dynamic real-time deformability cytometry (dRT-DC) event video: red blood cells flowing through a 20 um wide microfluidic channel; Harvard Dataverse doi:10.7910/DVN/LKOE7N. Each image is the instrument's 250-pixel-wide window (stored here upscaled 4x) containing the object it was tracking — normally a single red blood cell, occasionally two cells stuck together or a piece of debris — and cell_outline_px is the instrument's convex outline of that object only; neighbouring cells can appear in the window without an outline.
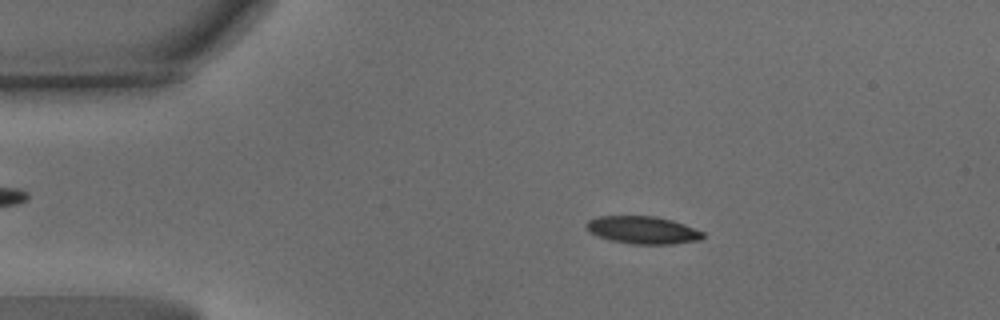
{"species": "common noctule bat (a hibernating species)", "species_latin": "Nyctalus noctula", "temperature_condition": "warm", "stored_images_in_passage": 63, "camera_frame_rate_fps": 3000, "um_per_image_px": 0.085, "animal": {"sex": "male", "body_mass_g": 15.6}, "frame": {"image": 1, "passage_image": 11, "time_ms": 3.333, "image_size_px": [1000, 320], "cell_outline_px": [[704, 236], [700, 240], [672, 244], [632, 244], [612, 240], [588, 232], [584, 224], [588, 220], [600, 216], [656, 216], [672, 220], [684, 224], [704, 232]], "centroid_in_image_um": [54.63, 19.55], "position_along_channel_um": 30.4, "area_um2": 18.73}}
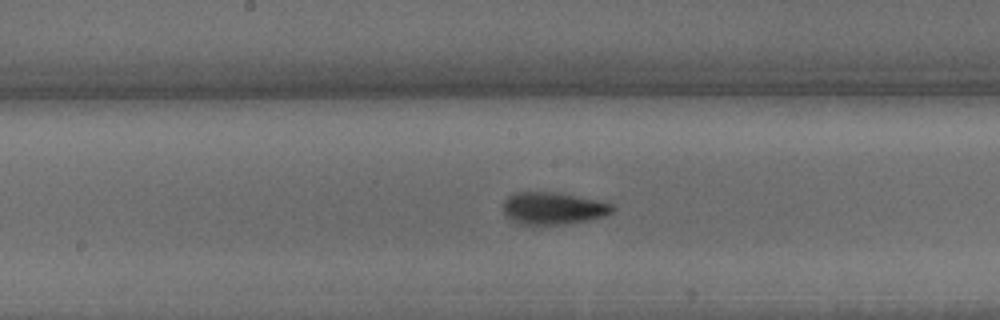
{"frame": {"image": 2, "passage_image": 32, "time_ms": 10.333, "image_size_px": [1000, 320], "cell_outline_px": [[616, 208], [612, 212], [604, 216], [588, 220], [568, 224], [532, 228], [520, 224], [512, 220], [504, 212], [504, 200], [508, 196], [516, 192], [560, 192], [596, 200], [612, 204]], "centroid_in_image_um": [47.0, 17.74], "position_along_channel_um": 201.2, "area_um2": 21.15}}
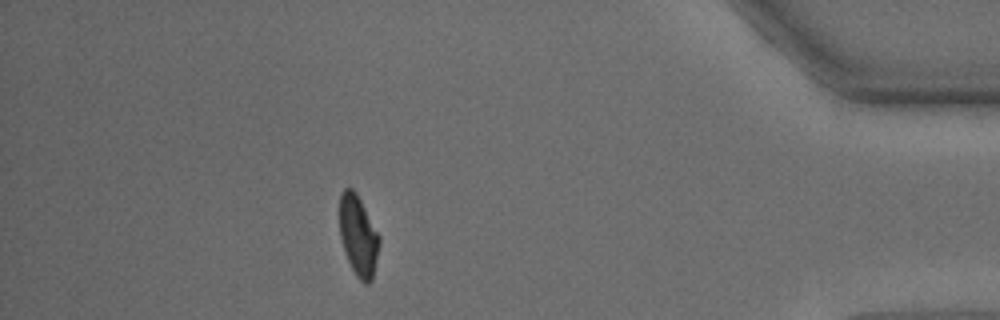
{"frame": {"image": 3, "passage_image": 56, "time_ms": 18.333, "image_size_px": [1000, 320], "cell_outline_px": [[380, 244], [372, 280], [368, 284], [364, 284], [356, 276], [348, 260], [340, 236], [340, 192], [344, 188], [352, 188], [356, 192], [380, 236]], "centroid_in_image_um": [30.46, 20.04], "position_along_channel_um": 404.7, "area_um2": 18.55}, "authors_computed_cell_mechanics": {"area_um2": 19.2474, "velocity_mm_per_s": 3.1439, "shape_relaxation_time_tau1_ms": 4.4066, "shape_relaxation_time_tau2_ms": 1.8221, "deformation_change_tau1": 0.164, "deformation_change_tau2": 0.0736}}